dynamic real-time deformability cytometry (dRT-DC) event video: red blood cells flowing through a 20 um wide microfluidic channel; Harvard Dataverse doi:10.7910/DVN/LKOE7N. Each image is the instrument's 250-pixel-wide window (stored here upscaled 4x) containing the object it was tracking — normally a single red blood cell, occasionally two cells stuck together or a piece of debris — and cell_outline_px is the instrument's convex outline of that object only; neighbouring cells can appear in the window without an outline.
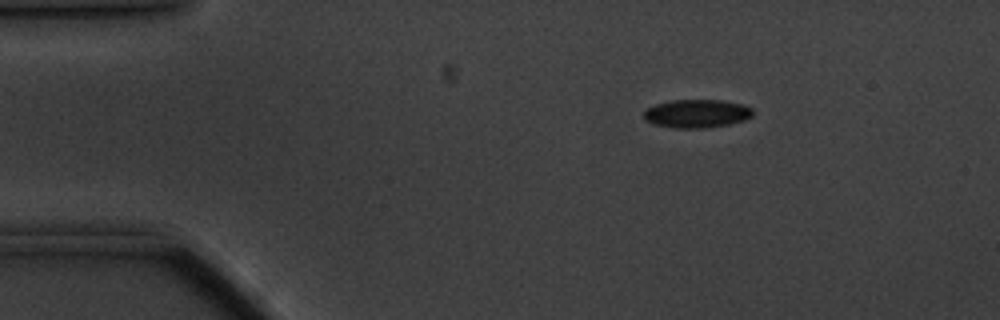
{"species": "common noctule bat (a hibernating species)", "species_latin": "Nyctalus noctula", "temperature_condition": "cold", "stored_images_in_passage": 51, "camera_frame_rate_fps": 3000, "um_per_image_px": 0.085, "animal": {"sex": "male", "body_mass_g": 20.1, "forearm_length_mm": 53.5}, "frame": {"image": 1, "passage_image": 2, "time_ms": 0.333, "image_size_px": [1000, 320], "cell_outline_px": [[752, 116], [744, 120], [728, 124], [704, 128], [676, 128], [652, 124], [644, 120], [644, 108], [656, 104], [672, 100], [720, 100], [744, 104], [752, 108]], "centroid_in_image_um": [59.19, 9.65], "position_along_channel_um": 25.8, "area_um2": 18.09}}
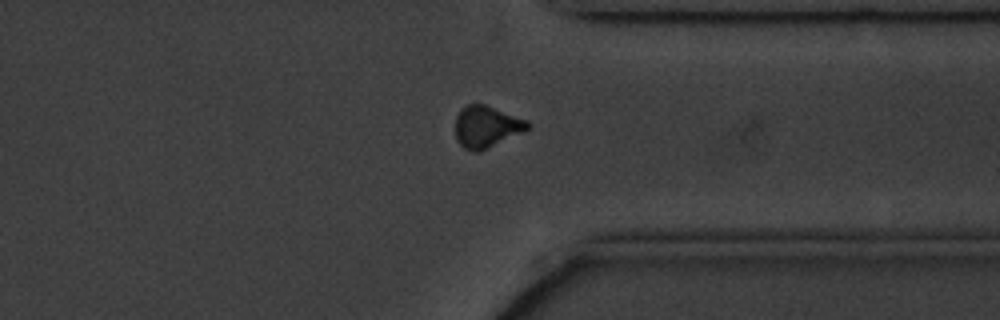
{"frame": {"image": 2, "passage_image": 37, "time_ms": 12.0, "image_size_px": [1000, 320], "cell_outline_px": [[532, 128], [524, 132], [480, 152], [472, 152], [464, 148], [456, 140], [456, 116], [460, 108], [468, 104], [484, 104], [528, 120], [532, 124]], "centroid_in_image_um": [41.38, 10.78], "position_along_channel_um": 370.0, "area_um2": 17.92}}
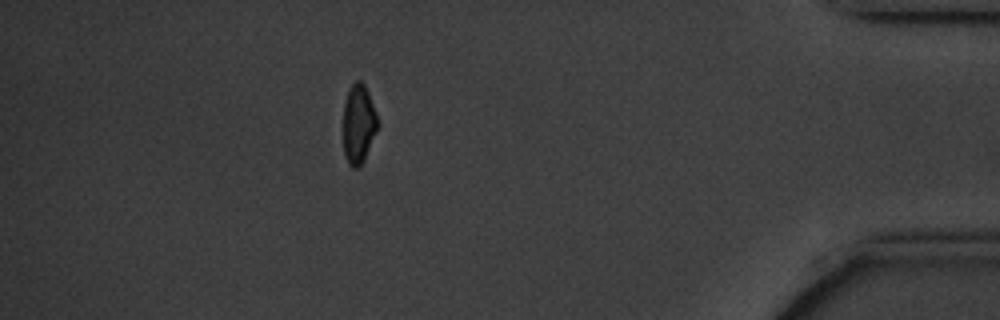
{"frame": {"image": 3, "passage_image": 44, "time_ms": 14.333, "image_size_px": [1000, 320], "cell_outline_px": [[380, 124], [364, 160], [356, 168], [352, 168], [348, 164], [344, 152], [344, 104], [348, 88], [356, 80], [360, 80], [364, 84], [368, 92], [376, 112]], "centroid_in_image_um": [30.49, 10.52], "position_along_channel_um": 404.7, "area_um2": 15.95}, "authors_computed_cell_mechanics": {"area_um2": 17.8024, "velocity_mm_per_s": 3.4613, "shape_relaxation_time_tau1_ms": 2.7139, "shape_relaxation_time_tau2_ms": null, "deformation_change_tau1": 0.0799, "deformation_change_tau2": null}}